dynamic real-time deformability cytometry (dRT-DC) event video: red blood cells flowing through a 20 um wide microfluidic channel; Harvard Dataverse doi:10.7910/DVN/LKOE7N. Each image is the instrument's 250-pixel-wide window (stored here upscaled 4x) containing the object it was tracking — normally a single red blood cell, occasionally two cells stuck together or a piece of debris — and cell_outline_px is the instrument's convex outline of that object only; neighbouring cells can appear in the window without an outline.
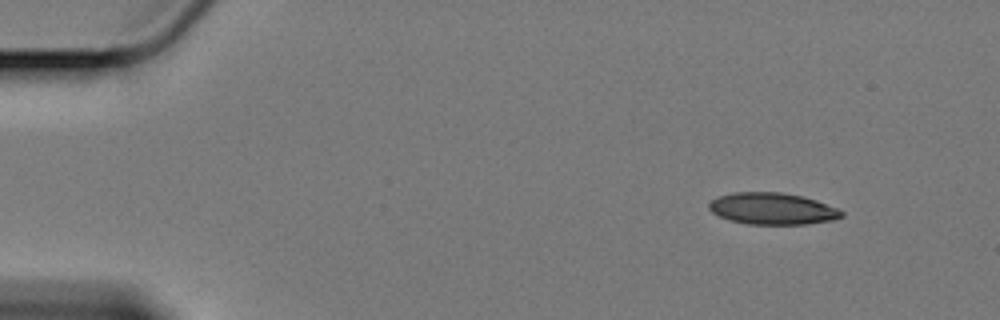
{"species": "Egyptian fruit bat (a non-hibernating species)", "species_latin": "Rousettus aegyptiacus", "temperature_condition": "cold", "stored_images_in_passage": 55, "camera_frame_rate_fps": 3000, "um_per_image_px": 0.085, "animal": {"sex": "female"}, "frame": {"image": 1, "passage_image": 1, "time_ms": 0.0, "image_size_px": [1000, 320], "cell_outline_px": [[844, 216], [832, 220], [808, 224], [748, 224], [732, 220], [720, 216], [712, 212], [708, 208], [708, 204], [712, 200], [720, 196], [732, 192], [784, 192], [804, 196], [840, 208], [844, 212]], "centroid_in_image_um": [65.71, 17.73], "position_along_channel_um": 19.3, "area_um2": 24.62}}
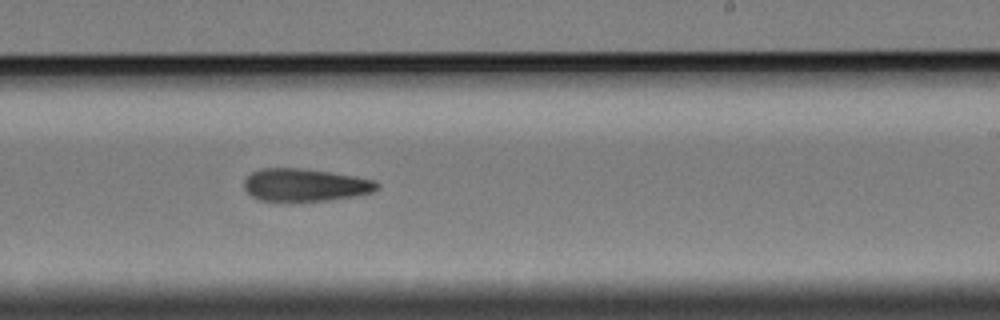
{"frame": {"image": 2, "passage_image": 31, "time_ms": 10.0, "image_size_px": [1000, 320], "cell_outline_px": [[380, 188], [372, 192], [356, 196], [328, 200], [260, 200], [252, 196], [244, 188], [244, 180], [252, 172], [260, 168], [300, 168], [328, 172], [376, 180], [380, 184]], "centroid_in_image_um": [25.96, 15.71], "position_along_channel_um": 263.0, "area_um2": 25.03}}
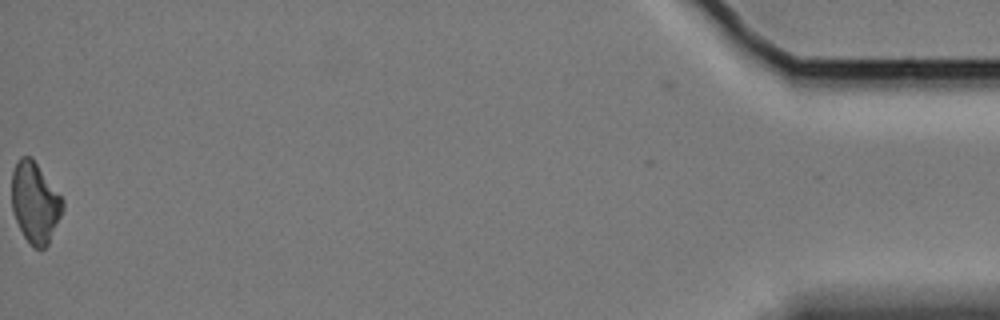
{"frame": {"image": 3, "passage_image": 54, "time_ms": 17.667, "image_size_px": [1000, 320], "cell_outline_px": [[64, 208], [48, 244], [44, 248], [36, 248], [24, 236], [16, 220], [12, 208], [12, 172], [20, 156], [32, 156], [64, 200]], "centroid_in_image_um": [2.98, 17.18], "position_along_channel_um": 432.2, "area_um2": 23.76}}